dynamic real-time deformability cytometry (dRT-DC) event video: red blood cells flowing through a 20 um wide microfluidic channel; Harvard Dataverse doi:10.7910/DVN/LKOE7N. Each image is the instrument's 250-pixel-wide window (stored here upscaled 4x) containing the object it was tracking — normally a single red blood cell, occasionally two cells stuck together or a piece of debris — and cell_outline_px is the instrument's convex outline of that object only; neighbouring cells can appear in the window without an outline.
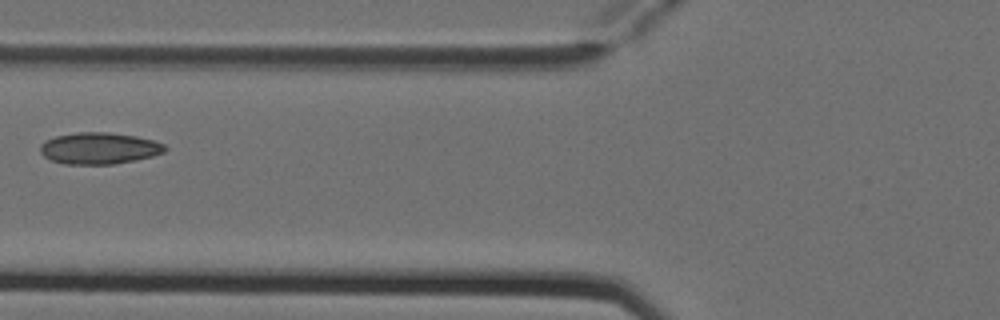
{"species": "Egyptian fruit bat (a non-hibernating species)", "species_latin": "Rousettus aegyptiacus", "temperature_condition": "cold", "stored_images_in_passage": 3, "camera_frame_rate_fps": 3000, "um_per_image_px": 0.085, "animal": {"sex": "female"}, "frame": {"image": 1, "passage_image": 2, "time_ms": 0.333, "image_size_px": [1000, 320], "cell_outline_px": [[168, 148], [164, 152], [152, 156], [136, 160], [112, 164], [64, 164], [52, 160], [44, 156], [40, 152], [40, 144], [44, 140], [56, 136], [76, 132], [108, 132], [136, 136], [152, 140], [164, 144]], "centroid_in_image_um": [8.42, 12.6], "position_along_channel_um": 117.4, "area_um2": 23.0}}
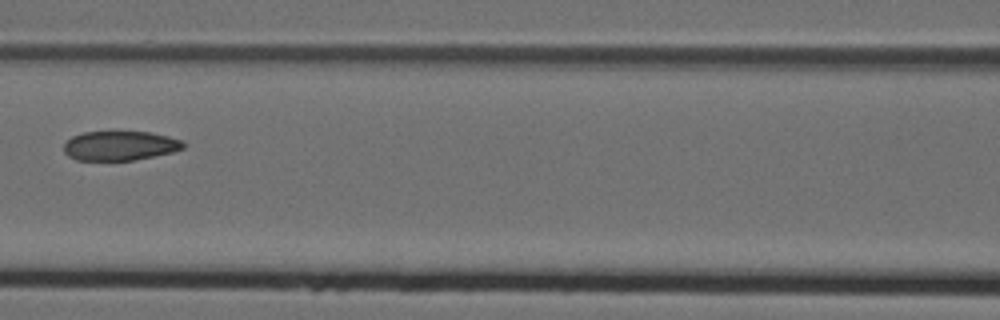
{"frame": {"image": 2, "passage_image": 3, "time_ms": 0.667, "image_size_px": [1000, 320], "cell_outline_px": [[184, 148], [172, 152], [132, 160], [76, 160], [68, 156], [64, 152], [64, 144], [72, 136], [84, 132], [148, 132], [168, 136], [184, 140]], "centroid_in_image_um": [10.19, 12.38], "position_along_channel_um": 156.4, "area_um2": 20.35}}